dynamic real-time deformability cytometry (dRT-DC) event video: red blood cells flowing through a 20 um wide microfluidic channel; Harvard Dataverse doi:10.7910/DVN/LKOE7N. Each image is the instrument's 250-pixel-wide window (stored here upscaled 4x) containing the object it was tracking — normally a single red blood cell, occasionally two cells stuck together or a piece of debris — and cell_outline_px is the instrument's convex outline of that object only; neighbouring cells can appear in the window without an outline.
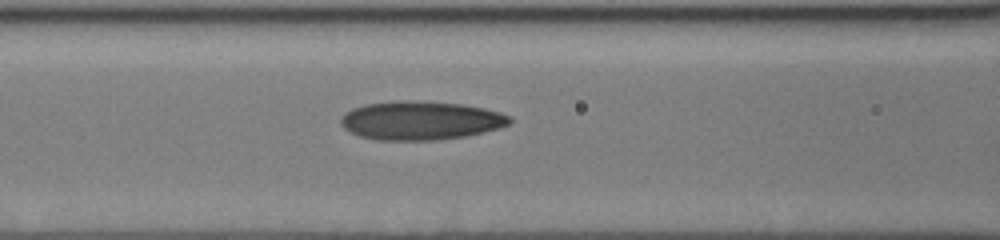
{"species": "human", "species_latin": "Homo sapiens", "temperature_condition": "cold", "stored_images_in_passage": 40, "camera_frame_rate_fps": 3000, "um_per_image_px": 0.085, "donor": {"sex": "male"}, "frame": {"image": 1, "passage_image": 18, "time_ms": 6.0, "image_size_px": [1000, 240], "cell_outline_px": [[512, 120], [508, 124], [500, 128], [484, 132], [464, 136], [440, 140], [376, 140], [360, 136], [348, 132], [340, 124], [340, 116], [344, 112], [352, 108], [364, 104], [400, 100], [412, 100], [460, 104], [484, 108], [500, 112], [512, 116]], "centroid_in_image_um": [35.72, 10.24], "position_along_channel_um": 130.9, "area_um2": 38.44}}
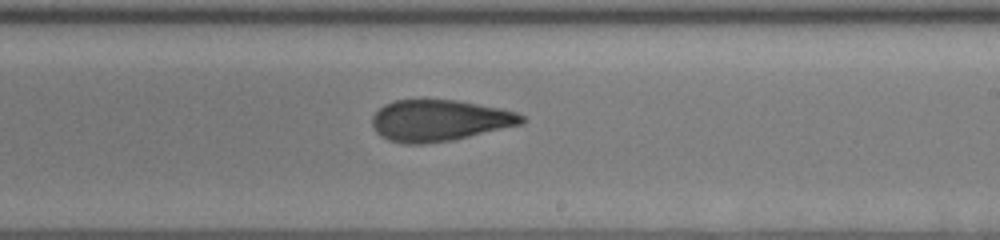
{"frame": {"image": 2, "passage_image": 27, "time_ms": 9.0, "image_size_px": [1000, 240], "cell_outline_px": [[524, 124], [452, 140], [424, 144], [404, 144], [388, 140], [380, 136], [376, 132], [372, 124], [372, 116], [384, 104], [392, 100], [456, 100], [500, 108], [516, 112], [524, 116]], "centroid_in_image_um": [37.34, 10.25], "position_along_channel_um": 251.7, "area_um2": 36.13}}
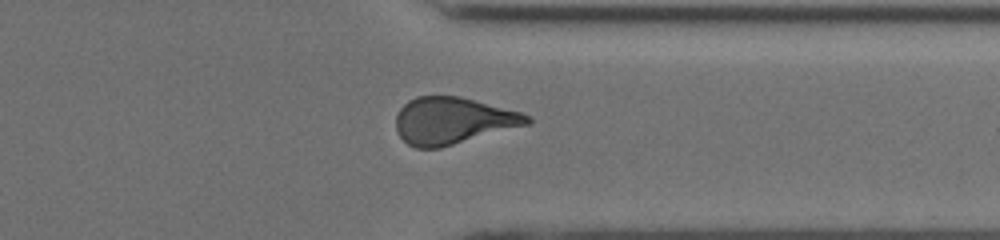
{"frame": {"image": 3, "passage_image": 35, "time_ms": 12.0, "image_size_px": [1000, 240], "cell_outline_px": [[532, 124], [440, 148], [416, 148], [408, 144], [400, 136], [396, 128], [396, 116], [400, 108], [408, 100], [416, 96], [460, 96], [520, 112], [532, 116]], "centroid_in_image_um": [38.52, 10.26], "position_along_channel_um": 372.9, "area_um2": 36.01}}